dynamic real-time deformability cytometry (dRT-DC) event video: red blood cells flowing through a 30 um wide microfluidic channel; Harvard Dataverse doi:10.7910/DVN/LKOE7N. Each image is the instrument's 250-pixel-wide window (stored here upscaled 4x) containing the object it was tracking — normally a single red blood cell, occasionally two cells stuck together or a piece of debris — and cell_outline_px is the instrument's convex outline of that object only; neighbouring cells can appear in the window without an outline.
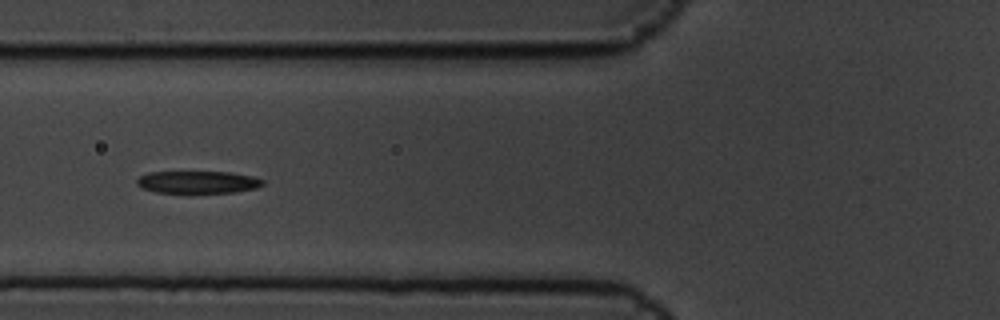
{"species": "common noctule bat (a hibernating species)", "species_latin": "Nyctalus noctula", "temperature_condition": "cold", "stored_images_in_passage": 8, "camera_frame_rate_fps": 3000, "um_per_image_px": 0.085, "animal": {"sex": "male", "body_mass_g": 19.5, "forearm_length_mm": 54.6}, "frame": {"image": 1, "passage_image": 5, "time_ms": 1.333, "image_size_px": [1000, 320], "cell_outline_px": [[264, 184], [256, 188], [236, 192], [188, 196], [156, 192], [140, 188], [136, 184], [136, 180], [140, 176], [148, 172], [232, 172], [252, 176], [264, 180]], "centroid_in_image_um": [16.78, 15.53], "position_along_channel_um": 109.0, "area_um2": 17.51}}
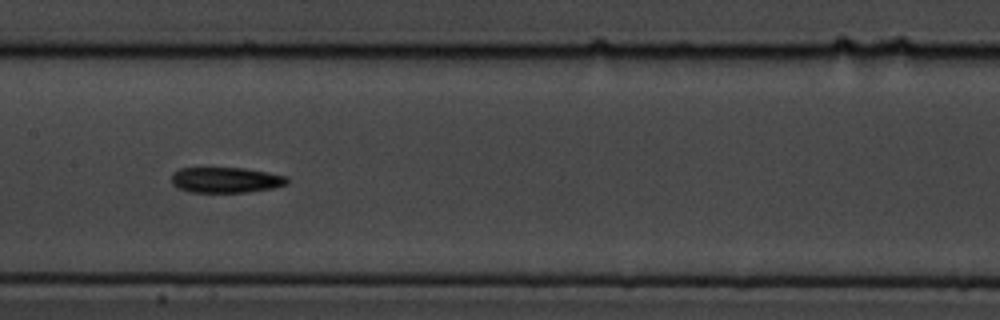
{"frame": {"image": 2, "passage_image": 7, "time_ms": 2.0, "image_size_px": [1000, 320], "cell_outline_px": [[288, 184], [272, 188], [248, 192], [188, 192], [176, 188], [172, 184], [172, 172], [180, 168], [244, 168], [268, 172], [288, 176]], "centroid_in_image_um": [19.18, 15.3], "position_along_channel_um": 188.2, "area_um2": 17.4}}
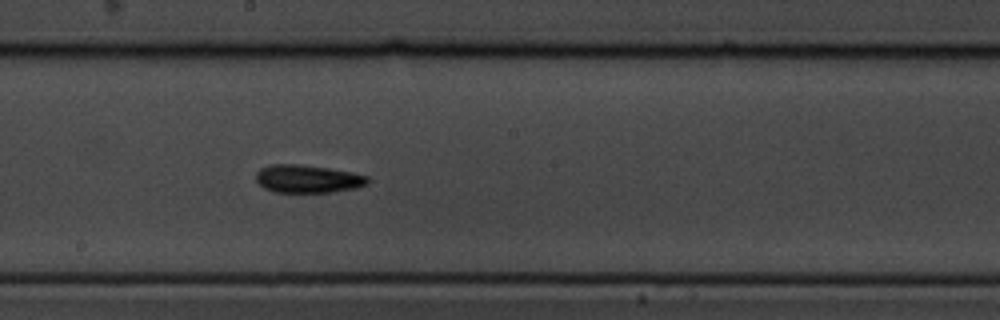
{"frame": {"image": 3, "passage_image": 8, "time_ms": 2.333, "image_size_px": [1000, 320], "cell_outline_px": [[368, 184], [356, 188], [332, 192], [272, 192], [264, 188], [256, 180], [256, 172], [260, 168], [272, 164], [296, 164], [328, 168], [352, 172], [368, 176]], "centroid_in_image_um": [26.14, 15.2], "position_along_channel_um": 222.1, "area_um2": 18.21}}